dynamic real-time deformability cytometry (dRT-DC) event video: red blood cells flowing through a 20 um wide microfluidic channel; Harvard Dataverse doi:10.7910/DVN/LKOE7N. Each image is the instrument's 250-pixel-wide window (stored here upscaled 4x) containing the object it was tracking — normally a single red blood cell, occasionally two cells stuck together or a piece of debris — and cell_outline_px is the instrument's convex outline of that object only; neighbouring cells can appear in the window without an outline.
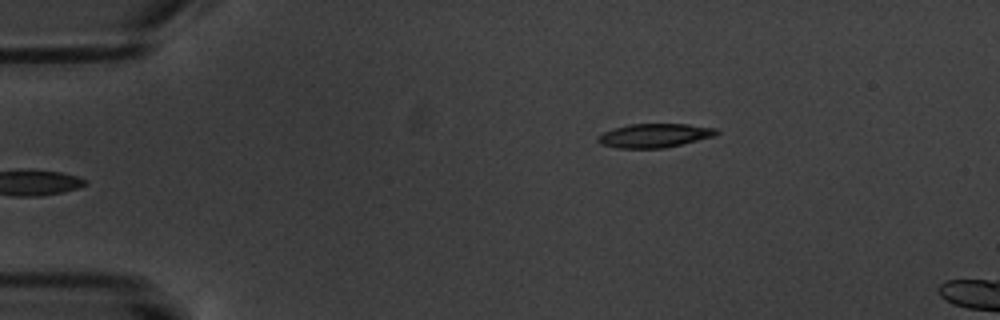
{"species": "common noctule bat (a hibernating species)", "species_latin": "Nyctalus noctula", "temperature_condition": "warm", "stored_images_in_passage": 7, "camera_frame_rate_fps": 3000, "um_per_image_px": 0.085, "animal": {"sex": "male", "body_mass_g": 20.1, "forearm_length_mm": 53.5}, "frame": {"image": 1, "passage_image": 7, "time_ms": 7.0, "image_size_px": [1000, 320], "cell_outline_px": [[720, 132], [716, 136], [664, 148], [616, 148], [600, 144], [596, 140], [596, 136], [604, 132], [628, 124], [688, 124], [716, 128]], "centroid_in_image_um": [55.63, 11.52], "position_along_channel_um": 29.4, "area_um2": 16.59}}